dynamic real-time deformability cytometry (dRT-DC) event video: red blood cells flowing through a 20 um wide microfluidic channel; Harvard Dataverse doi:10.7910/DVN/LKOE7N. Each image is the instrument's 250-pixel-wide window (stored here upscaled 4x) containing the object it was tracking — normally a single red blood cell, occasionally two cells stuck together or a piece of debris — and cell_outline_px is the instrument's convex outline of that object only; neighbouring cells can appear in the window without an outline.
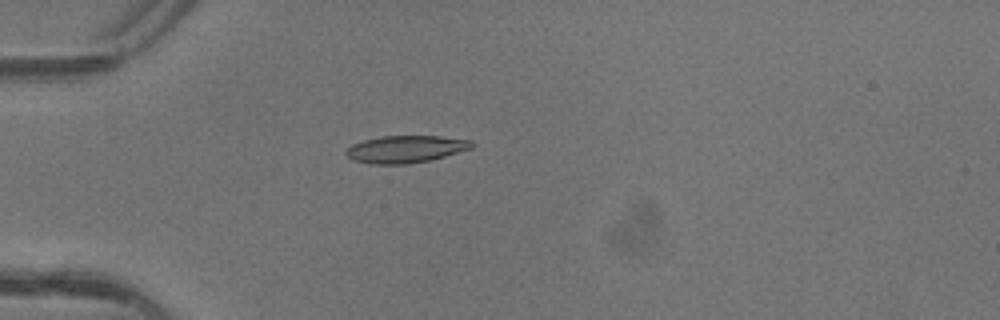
{"species": "common noctule bat (a hibernating species)", "species_latin": "Nyctalus noctula", "temperature_condition": "warm", "stored_images_in_passage": 3, "camera_frame_rate_fps": 3000, "um_per_image_px": 0.085, "animal": {"sex": "female"}, "frame": {"image": 1, "passage_image": 2, "time_ms": 0.333, "image_size_px": [1000, 320], "cell_outline_px": [[476, 144], [472, 148], [432, 160], [408, 164], [368, 164], [356, 160], [348, 156], [344, 152], [352, 144], [364, 140], [380, 136], [440, 136], [472, 140]], "centroid_in_image_um": [34.52, 12.67], "position_along_channel_um": 50.5, "area_um2": 20.06}}